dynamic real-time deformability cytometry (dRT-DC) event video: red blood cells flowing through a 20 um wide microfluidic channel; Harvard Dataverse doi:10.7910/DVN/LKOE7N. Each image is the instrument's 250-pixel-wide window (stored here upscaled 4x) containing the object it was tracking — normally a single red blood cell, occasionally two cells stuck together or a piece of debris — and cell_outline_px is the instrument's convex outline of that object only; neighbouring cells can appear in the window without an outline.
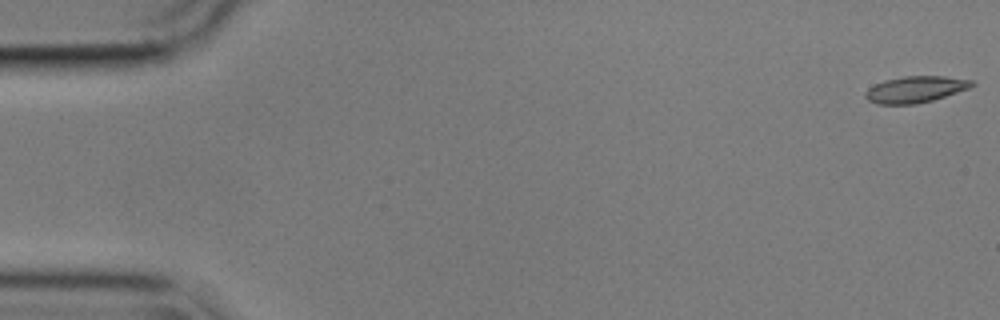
{"species": "common noctule bat (a hibernating species)", "species_latin": "Nyctalus noctula", "temperature_condition": "cold", "stored_images_in_passage": 56, "camera_frame_rate_fps": 3000, "um_per_image_px": 0.085, "animal": {"sex": "male", "body_mass_g": 17.9}, "frame": {"image": 1, "passage_image": 1, "time_ms": 0.0, "image_size_px": [1000, 320], "cell_outline_px": [[976, 84], [968, 88], [932, 100], [916, 104], [876, 104], [868, 100], [864, 96], [864, 92], [868, 88], [884, 80], [904, 76], [944, 76], [972, 80]], "centroid_in_image_um": [77.77, 7.59], "position_along_channel_um": 7.2, "area_um2": 16.3}}
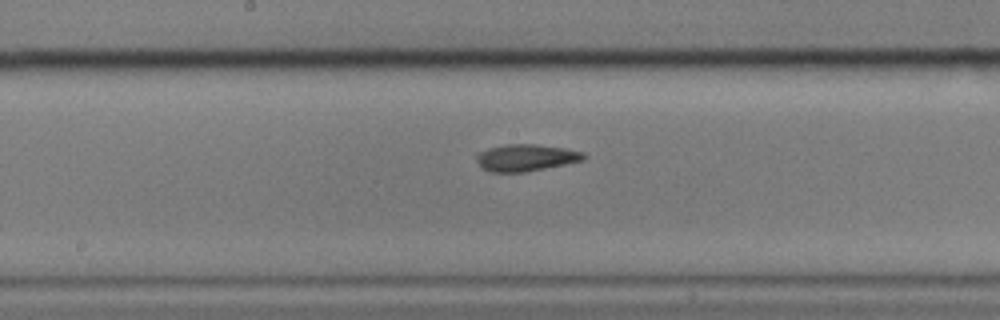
{"frame": {"image": 2, "passage_image": 29, "time_ms": 9.333, "image_size_px": [1000, 320], "cell_outline_px": [[588, 156], [584, 160], [524, 172], [492, 172], [484, 168], [480, 164], [476, 156], [476, 152], [488, 148], [508, 144], [536, 144], [564, 148], [584, 152]], "centroid_in_image_um": [44.72, 13.39], "position_along_channel_um": 203.5, "area_um2": 16.65}}
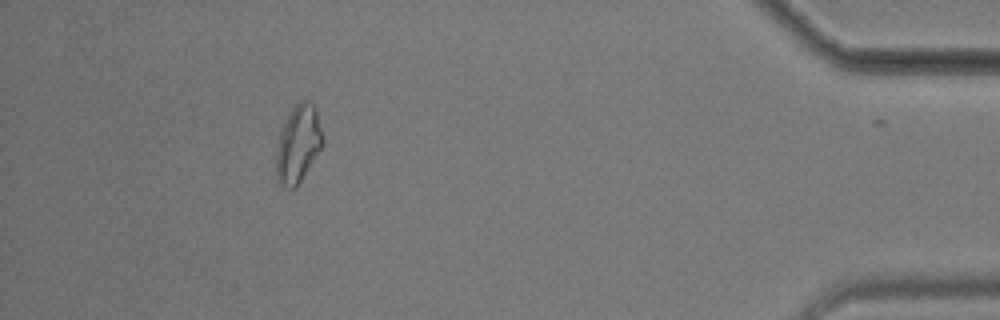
{"frame": {"image": 3, "passage_image": 51, "time_ms": 16.667, "image_size_px": [1000, 320], "cell_outline_px": [[324, 144], [296, 188], [288, 188], [280, 184], [276, 180], [276, 152], [280, 128], [292, 108], [300, 100], [308, 100], [316, 108], [324, 136]], "centroid_in_image_um": [25.35, 12.23], "position_along_channel_um": 409.9, "area_um2": 21.33}, "authors_computed_cell_mechanics": {"area_um2": 16.8487, "velocity_mm_per_s": 3.575, "shape_relaxation_time_tau1_ms": 10.1579, "shape_relaxation_time_tau2_ms": 6.2585, "deformation_change_tau1": 0.2082, "deformation_change_tau2": 0.1568}}